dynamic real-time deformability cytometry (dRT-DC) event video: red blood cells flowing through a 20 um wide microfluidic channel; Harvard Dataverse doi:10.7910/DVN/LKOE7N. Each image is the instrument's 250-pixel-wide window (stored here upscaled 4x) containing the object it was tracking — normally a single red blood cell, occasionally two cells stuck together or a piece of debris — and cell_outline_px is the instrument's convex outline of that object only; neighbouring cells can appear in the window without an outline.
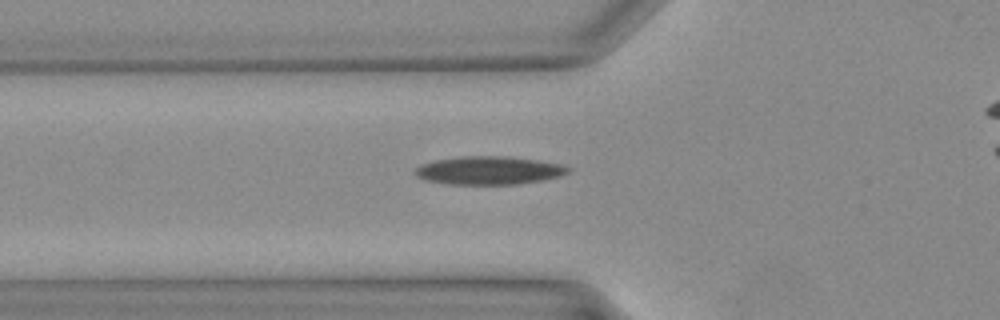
{"species": "Egyptian fruit bat (a non-hibernating species)", "species_latin": "Rousettus aegyptiacus", "temperature_condition": "warm", "stored_images_in_passage": 25, "camera_frame_rate_fps": 3000, "um_per_image_px": 0.085, "animal": {"sex": "female"}, "frame": {"image": 1, "passage_image": 5, "time_ms": 1.333, "image_size_px": [1000, 320], "cell_outline_px": [[572, 168], [568, 172], [560, 176], [544, 180], [516, 184], [444, 184], [424, 180], [416, 176], [412, 172], [420, 164], [436, 160], [460, 156], [508, 156], [564, 164]], "centroid_in_image_um": [41.54, 14.48], "position_along_channel_um": 84.3, "area_um2": 25.43}}
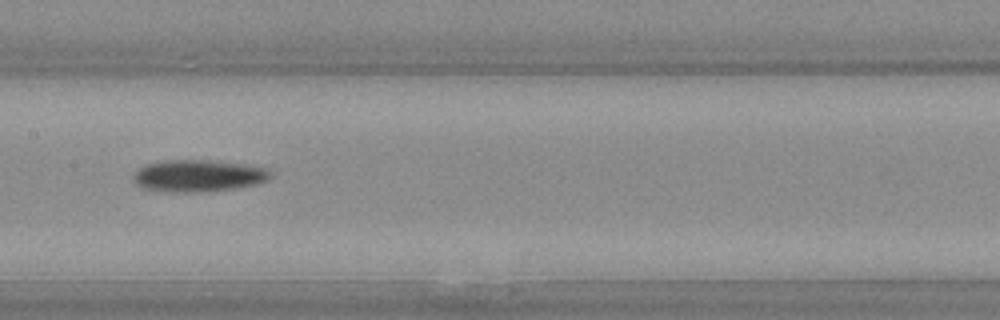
{"frame": {"image": 2, "passage_image": 11, "time_ms": 3.333, "image_size_px": [1000, 320], "cell_outline_px": [[272, 176], [268, 180], [256, 184], [236, 188], [192, 192], [180, 192], [144, 188], [136, 184], [132, 180], [132, 176], [136, 168], [148, 164], [164, 160], [208, 160], [244, 164], [268, 168], [272, 172]], "centroid_in_image_um": [16.86, 14.92], "position_along_channel_um": 190.5, "area_um2": 25.49}}
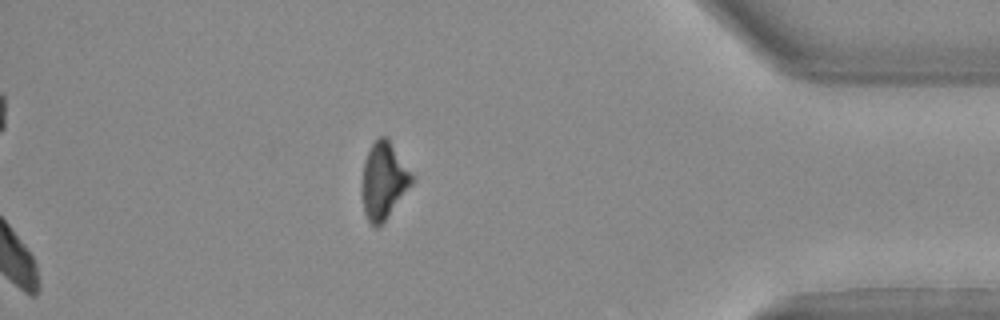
{"frame": {"image": 3, "passage_image": 25, "time_ms": 8.0, "image_size_px": [1000, 320], "cell_outline_px": [[412, 184], [384, 220], [376, 228], [368, 220], [364, 212], [360, 184], [364, 160], [372, 144], [380, 136], [388, 136], [412, 176]], "centroid_in_image_um": [32.56, 15.33], "position_along_channel_um": 402.6, "area_um2": 21.96}}